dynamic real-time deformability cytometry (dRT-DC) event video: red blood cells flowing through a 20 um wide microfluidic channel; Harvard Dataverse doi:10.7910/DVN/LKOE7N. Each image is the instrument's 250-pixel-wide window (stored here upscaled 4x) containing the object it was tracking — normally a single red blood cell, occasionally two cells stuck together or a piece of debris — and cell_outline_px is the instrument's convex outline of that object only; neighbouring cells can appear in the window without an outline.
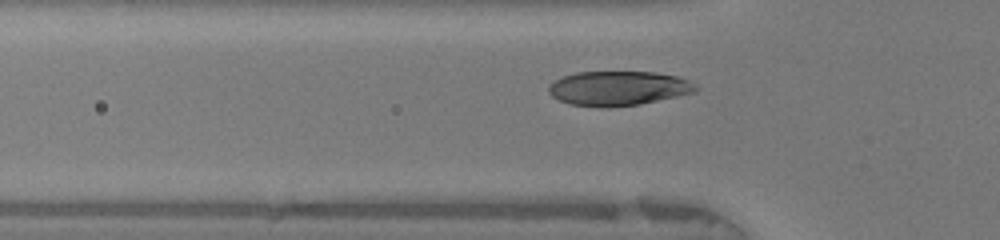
{"species": "human", "species_latin": "Homo sapiens", "temperature_condition": "warm", "stored_images_in_passage": 38, "camera_frame_rate_fps": 3000, "um_per_image_px": 0.085, "donor": {"sex": "female"}, "frame": {"image": 1, "passage_image": 12, "time_ms": 3.667, "image_size_px": [1000, 240], "cell_outline_px": [[700, 88], [696, 92], [640, 104], [608, 108], [600, 108], [572, 104], [560, 100], [552, 96], [548, 92], [548, 88], [556, 80], [564, 76], [576, 72], [656, 72], [676, 76], [688, 80], [696, 84]], "centroid_in_image_um": [52.59, 7.51], "position_along_channel_um": 73.2, "area_um2": 29.59}}
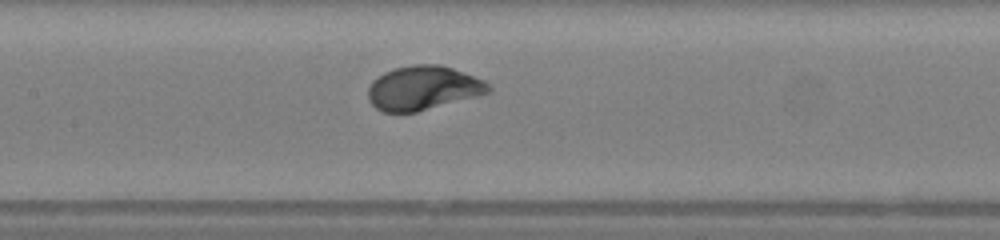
{"frame": {"image": 2, "passage_image": 19, "time_ms": 6.0, "image_size_px": [1000, 240], "cell_outline_px": [[492, 92], [416, 112], [384, 112], [376, 108], [368, 100], [368, 88], [372, 80], [384, 72], [392, 68], [412, 64], [440, 64], [452, 68], [484, 80], [492, 88]], "centroid_in_image_um": [35.95, 7.47], "position_along_channel_um": 171.5, "area_um2": 31.04}}
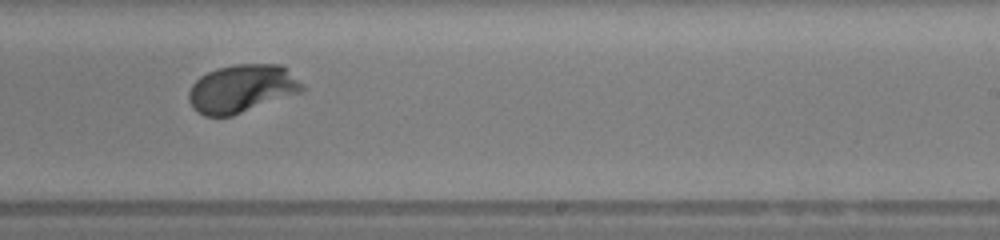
{"frame": {"image": 3, "passage_image": 26, "time_ms": 8.333, "image_size_px": [1000, 240], "cell_outline_px": [[308, 88], [300, 92], [232, 116], [204, 116], [196, 112], [192, 108], [188, 100], [188, 92], [192, 84], [200, 76], [216, 68], [236, 64], [280, 64], [304, 84]], "centroid_in_image_um": [20.53, 7.54], "position_along_channel_um": 268.5, "area_um2": 31.85}, "authors_computed_cell_mechanics": {"area_um2": 31.0964, "velocity_mm_per_s": 4.1646, "shape_relaxation_time_tau1_ms": 1.7068, "shape_relaxation_time_tau2_ms": null, "deformation_change_tau1": 0.1557, "deformation_change_tau2": null}}